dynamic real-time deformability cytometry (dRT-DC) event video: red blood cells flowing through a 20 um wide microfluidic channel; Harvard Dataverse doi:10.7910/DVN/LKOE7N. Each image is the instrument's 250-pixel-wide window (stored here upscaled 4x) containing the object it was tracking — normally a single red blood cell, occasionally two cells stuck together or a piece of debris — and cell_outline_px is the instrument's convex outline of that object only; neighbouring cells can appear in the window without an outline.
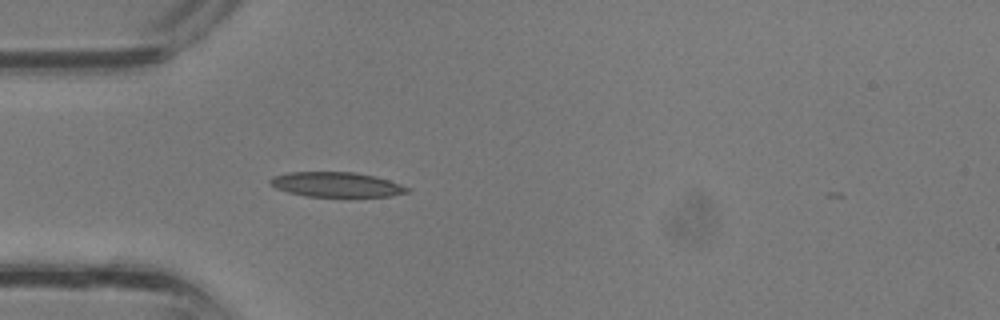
{"species": "common noctule bat (a hibernating species)", "species_latin": "Nyctalus noctula", "temperature_condition": "room temperature", "stored_images_in_passage": 2, "camera_frame_rate_fps": 3000, "um_per_image_px": 0.085, "animal": {"sex": "male", "body_mass_g": 13.3}, "frame": {"image": 1, "passage_image": 1, "time_ms": 0.0, "image_size_px": [1000, 320], "cell_outline_px": [[412, 192], [392, 196], [348, 200], [308, 196], [288, 192], [276, 188], [268, 184], [268, 180], [272, 176], [288, 172], [352, 172], [376, 176], [412, 188]], "centroid_in_image_um": [28.67, 15.74], "position_along_channel_um": 56.3, "area_um2": 21.15}}